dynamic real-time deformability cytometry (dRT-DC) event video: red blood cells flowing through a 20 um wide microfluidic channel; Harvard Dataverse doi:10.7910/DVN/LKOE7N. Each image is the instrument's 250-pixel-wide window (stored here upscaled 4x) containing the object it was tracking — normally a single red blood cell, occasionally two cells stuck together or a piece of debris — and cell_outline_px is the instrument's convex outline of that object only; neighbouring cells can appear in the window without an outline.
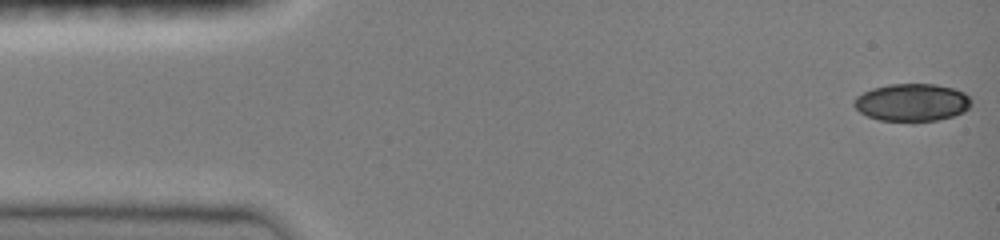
{"species": "common noctule bat (a hibernating species)", "species_latin": "Nyctalus noctula", "temperature_condition": "room temperature", "stored_images_in_passage": 46, "camera_frame_rate_fps": 3000, "um_per_image_px": 0.085, "animal": {"sex": "female", "body_mass_g": 19.0, "forearm_length_mm": 51.5}, "frame": {"image": 1, "passage_image": 1, "time_ms": 0.0, "image_size_px": [1000, 240], "cell_outline_px": [[972, 104], [964, 112], [952, 116], [936, 120], [912, 124], [880, 120], [868, 116], [860, 112], [852, 104], [852, 100], [856, 96], [872, 88], [888, 84], [936, 84], [952, 88], [964, 92], [972, 100]], "centroid_in_image_um": [77.5, 8.74], "position_along_channel_um": 7.5, "area_um2": 26.36}}
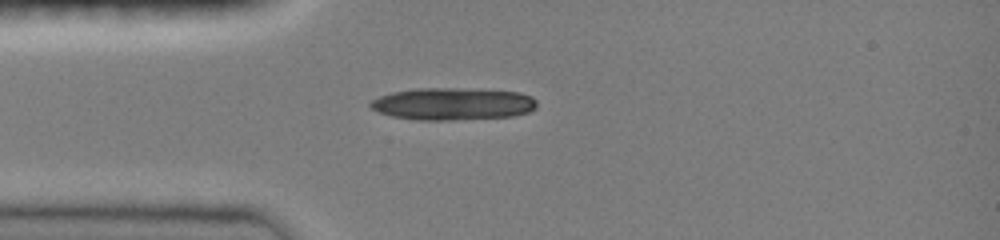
{"frame": {"image": 2, "passage_image": 12, "time_ms": 3.667, "image_size_px": [1000, 240], "cell_outline_px": [[536, 108], [528, 112], [512, 116], [452, 120], [416, 120], [392, 116], [380, 112], [372, 108], [368, 104], [372, 100], [380, 96], [392, 92], [416, 88], [456, 88], [520, 92], [532, 96], [536, 100]], "centroid_in_image_um": [38.49, 8.83], "position_along_channel_um": 46.5, "area_um2": 31.27}}